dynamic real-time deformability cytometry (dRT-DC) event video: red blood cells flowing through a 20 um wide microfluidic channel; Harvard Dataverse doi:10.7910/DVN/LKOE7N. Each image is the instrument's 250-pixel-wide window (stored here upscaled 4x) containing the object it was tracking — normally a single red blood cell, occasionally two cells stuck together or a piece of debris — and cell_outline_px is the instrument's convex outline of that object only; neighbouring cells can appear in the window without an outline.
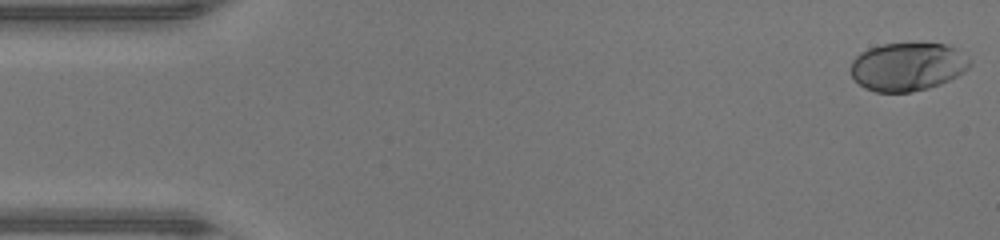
{"species": "human", "species_latin": "Homo sapiens", "temperature_condition": "warm", "stored_images_in_passage": 47, "camera_frame_rate_fps": 3000, "um_per_image_px": 0.085, "donor": {"sex": "male"}, "frame": {"image": 1, "passage_image": 1, "time_ms": 0.0, "image_size_px": [1000, 240], "cell_outline_px": [[972, 64], [964, 72], [940, 84], [928, 88], [912, 92], [876, 92], [864, 88], [852, 76], [852, 60], [860, 52], [868, 48], [884, 44], [944, 44], [956, 48]], "centroid_in_image_um": [77.12, 5.68], "position_along_channel_um": 7.9, "area_um2": 33.18}}
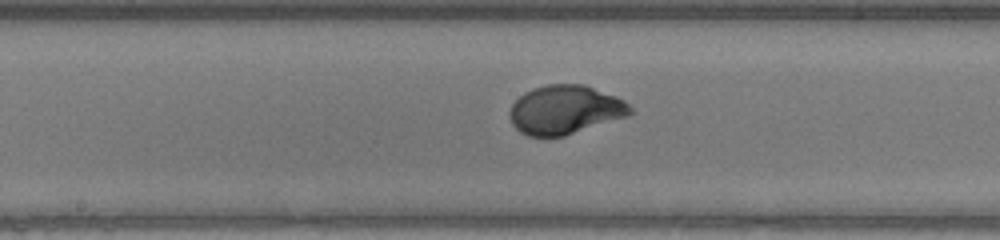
{"frame": {"image": 2, "passage_image": 24, "time_ms": 7.667, "image_size_px": [1000, 240], "cell_outline_px": [[632, 112], [628, 116], [564, 136], [528, 136], [520, 132], [512, 124], [508, 116], [508, 112], [512, 104], [524, 92], [532, 88], [548, 84], [584, 84], [616, 96], [624, 100], [632, 108]], "centroid_in_image_um": [48.01, 9.33], "position_along_channel_um": 200.2, "area_um2": 34.45}}
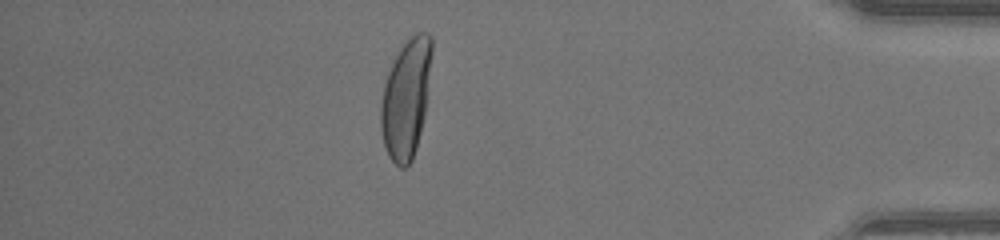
{"frame": {"image": 3, "passage_image": 41, "time_ms": 13.333, "image_size_px": [1000, 240], "cell_outline_px": [[432, 52], [424, 116], [416, 148], [412, 160], [404, 168], [400, 168], [388, 156], [384, 144], [380, 128], [380, 104], [384, 84], [392, 60], [400, 48], [416, 32], [428, 32], [432, 36]], "centroid_in_image_um": [34.5, 8.36], "position_along_channel_um": 400.7, "area_um2": 35.2}, "authors_computed_cell_mechanics": {"area_um2": 33.6396, "velocity_mm_per_s": 4.3561, "shape_relaxation_time_tau1_ms": 3.3694, "shape_relaxation_time_tau2_ms": null, "deformation_change_tau1": 0.1989, "deformation_change_tau2": null}}